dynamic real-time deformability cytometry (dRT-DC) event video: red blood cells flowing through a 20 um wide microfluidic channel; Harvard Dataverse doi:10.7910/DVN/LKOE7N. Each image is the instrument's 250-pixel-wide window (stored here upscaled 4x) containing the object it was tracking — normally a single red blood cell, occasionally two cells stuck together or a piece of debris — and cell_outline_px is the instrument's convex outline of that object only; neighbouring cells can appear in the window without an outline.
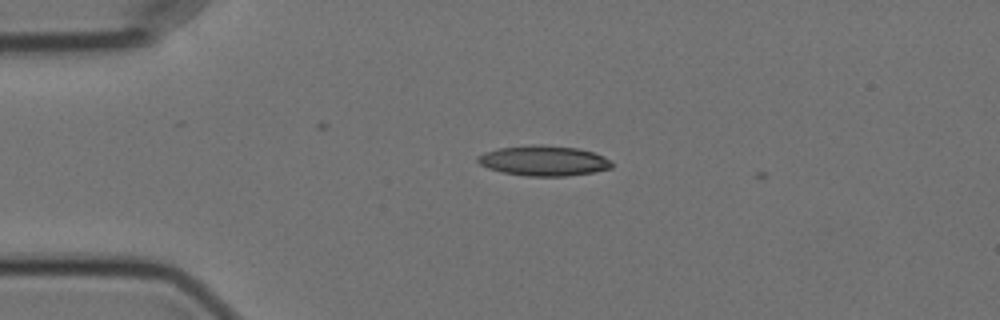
{"species": "Egyptian fruit bat (a non-hibernating species)", "species_latin": "Rousettus aegyptiacus", "temperature_condition": "cold", "stored_images_in_passage": 3, "camera_frame_rate_fps": 3000, "um_per_image_px": 0.085, "animal": {"sex": "female"}, "frame": {"image": 1, "passage_image": 1, "time_ms": 0.0, "image_size_px": [1000, 320], "cell_outline_px": [[612, 168], [592, 172], [564, 176], [528, 176], [504, 172], [488, 168], [480, 164], [476, 160], [476, 156], [484, 152], [500, 148], [532, 144], [540, 144], [576, 148], [592, 152], [608, 160], [612, 164]], "centroid_in_image_um": [46.16, 13.65], "position_along_channel_um": 38.8, "area_um2": 23.29}}